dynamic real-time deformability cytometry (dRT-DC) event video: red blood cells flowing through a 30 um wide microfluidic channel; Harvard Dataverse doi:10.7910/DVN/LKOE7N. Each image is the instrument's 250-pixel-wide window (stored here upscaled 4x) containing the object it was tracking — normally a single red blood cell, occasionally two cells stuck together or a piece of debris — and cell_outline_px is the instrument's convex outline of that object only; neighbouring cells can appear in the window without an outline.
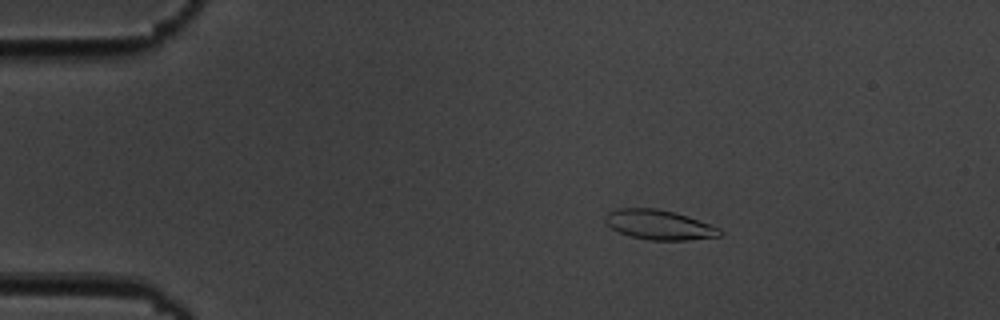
{"species": "common noctule bat (a hibernating species)", "species_latin": "Nyctalus noctula", "temperature_condition": "cold", "stored_images_in_passage": 4, "camera_frame_rate_fps": 3000, "um_per_image_px": 0.085, "animal": {"sex": "male", "body_mass_g": 19.5, "forearm_length_mm": 54.6}, "frame": {"image": 1, "passage_image": 2, "time_ms": 1.0, "image_size_px": [1000, 320], "cell_outline_px": [[724, 232], [720, 236], [684, 240], [648, 240], [632, 236], [620, 232], [612, 228], [604, 220], [604, 216], [608, 212], [620, 208], [656, 208], [688, 216], [720, 228]], "centroid_in_image_um": [56.03, 19.1], "position_along_channel_um": 29.0, "area_um2": 19.65}}